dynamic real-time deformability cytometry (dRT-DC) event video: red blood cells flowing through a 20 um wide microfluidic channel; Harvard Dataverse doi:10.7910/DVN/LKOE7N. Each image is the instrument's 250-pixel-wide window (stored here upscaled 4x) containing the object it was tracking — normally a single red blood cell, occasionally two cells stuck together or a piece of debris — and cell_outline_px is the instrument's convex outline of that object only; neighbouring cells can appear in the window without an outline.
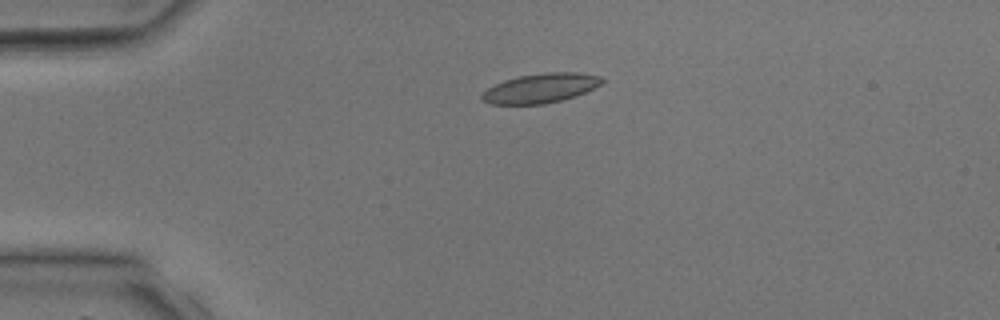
{"species": "common noctule bat (a hibernating species)", "species_latin": "Nyctalus noctula", "temperature_condition": "room temperature", "stored_images_in_passage": 1, "camera_frame_rate_fps": 3000, "um_per_image_px": 0.085, "animal": {"sex": "male", "body_mass_g": 17.9, "forearm_length_mm": 54.2}, "frame": {"image": 1, "passage_image": 1, "time_ms": 0.0, "image_size_px": [1000, 320], "cell_outline_px": [[608, 80], [604, 84], [584, 92], [560, 100], [544, 104], [492, 104], [480, 100], [480, 96], [488, 88], [504, 80], [520, 76], [548, 72], [576, 72], [600, 76]], "centroid_in_image_um": [45.98, 7.49], "position_along_channel_um": 39.0, "area_um2": 20.52}}